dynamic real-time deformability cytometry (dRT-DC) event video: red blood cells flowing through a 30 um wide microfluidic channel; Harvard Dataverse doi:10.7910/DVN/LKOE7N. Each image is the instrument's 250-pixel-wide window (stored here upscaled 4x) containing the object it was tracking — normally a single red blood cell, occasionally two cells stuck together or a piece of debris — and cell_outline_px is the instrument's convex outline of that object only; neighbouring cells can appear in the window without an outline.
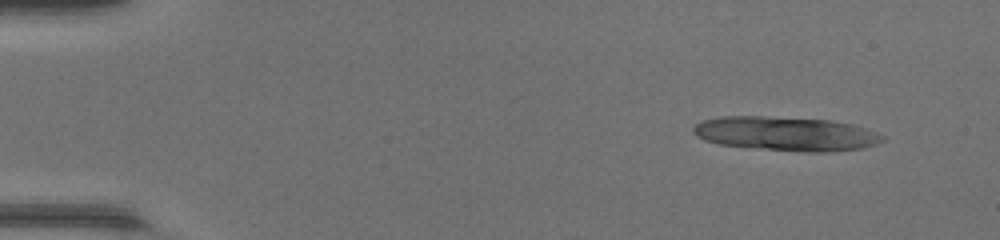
{"species": "common noctule bat (a hibernating species)", "species_latin": "Nyctalus noctula", "temperature_condition": "warm", "stored_images_in_passage": 47, "segment_of_instrument_passage": [1, 3], "camera_frame_rate_fps": 3000, "um_per_image_px": 0.085, "animal": {"sex": "female", "body_mass_g": 17.0, "forearm_length_mm": 48.0}, "frame": {"image": 1, "passage_image": 4, "time_ms": 1.0, "image_size_px": [1000, 240], "cell_outline_px": [[884, 140], [860, 148], [824, 152], [808, 152], [720, 144], [704, 140], [696, 136], [692, 132], [692, 128], [696, 124], [704, 120], [720, 116], [764, 116], [828, 120], [852, 124], [864, 128], [884, 136]], "centroid_in_image_um": [66.75, 11.35], "position_along_channel_um": 18.3, "area_um2": 36.99}}